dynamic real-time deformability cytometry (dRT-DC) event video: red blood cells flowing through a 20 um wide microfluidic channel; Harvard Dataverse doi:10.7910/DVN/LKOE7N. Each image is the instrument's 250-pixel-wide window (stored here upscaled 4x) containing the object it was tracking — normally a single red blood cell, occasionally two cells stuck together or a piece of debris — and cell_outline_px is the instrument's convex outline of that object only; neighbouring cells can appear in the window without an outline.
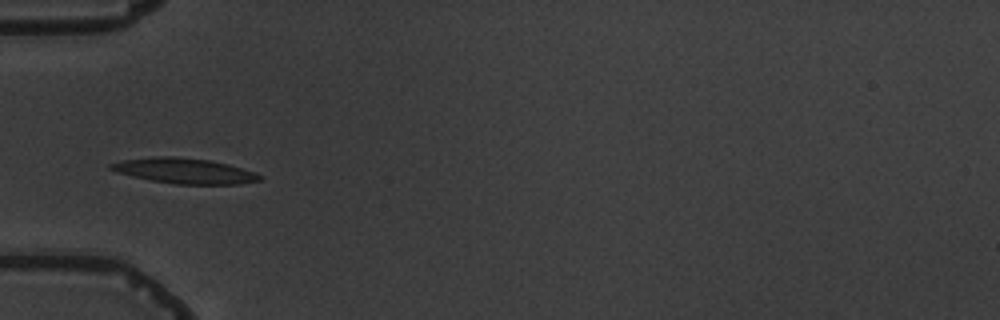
{"species": "common noctule bat (a hibernating species)", "species_latin": "Nyctalus noctula", "temperature_condition": "warm", "stored_images_in_passage": 7, "camera_frame_rate_fps": 3000, "um_per_image_px": 0.085, "animal": {"sex": "male", "body_mass_g": 19.5, "forearm_length_mm": 54.6}, "frame": {"image": 1, "passage_image": 5, "time_ms": 5.333, "image_size_px": [1000, 320], "cell_outline_px": [[264, 176], [260, 180], [240, 184], [176, 184], [152, 180], [132, 176], [116, 172], [108, 168], [108, 164], [124, 160], [152, 156], [172, 156], [208, 160], [228, 164], [256, 172]], "centroid_in_image_um": [15.68, 14.52], "position_along_channel_um": 69.3, "area_um2": 21.96}}
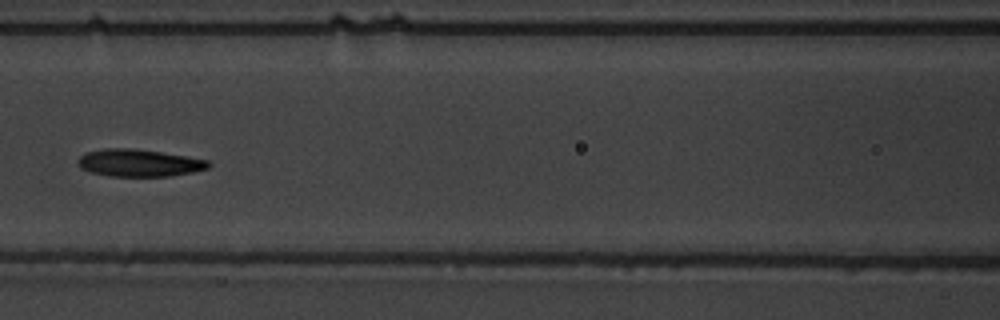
{"frame": {"image": 2, "passage_image": 7, "time_ms": 7.667, "image_size_px": [1000, 320], "cell_outline_px": [[212, 164], [208, 168], [192, 172], [168, 176], [108, 176], [92, 172], [80, 168], [80, 156], [84, 152], [104, 148], [132, 148], [160, 152], [208, 160]], "centroid_in_image_um": [11.81, 13.84], "position_along_channel_um": 154.8, "area_um2": 20.58}}